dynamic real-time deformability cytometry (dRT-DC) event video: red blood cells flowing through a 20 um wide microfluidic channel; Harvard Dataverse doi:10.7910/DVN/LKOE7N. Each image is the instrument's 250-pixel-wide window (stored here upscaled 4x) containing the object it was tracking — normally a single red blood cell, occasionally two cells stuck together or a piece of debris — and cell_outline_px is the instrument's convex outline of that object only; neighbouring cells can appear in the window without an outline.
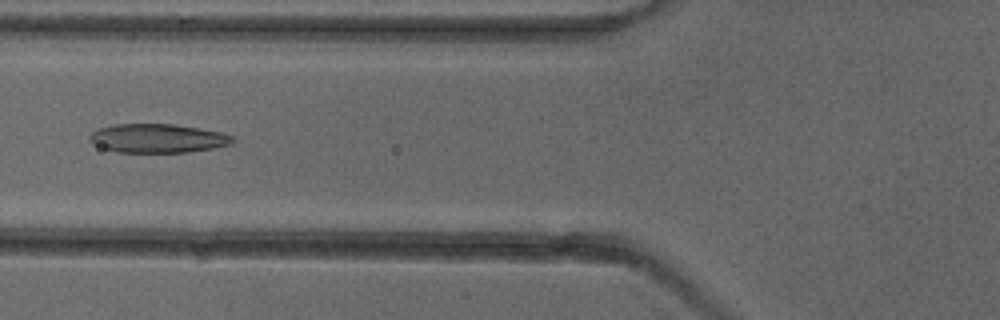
{"species": "common noctule bat (a hibernating species)", "species_latin": "Nyctalus noctula", "temperature_condition": "cold", "stored_images_in_passage": 5, "camera_frame_rate_fps": 3000, "um_per_image_px": 0.085, "animal": {"sex": "female"}, "frame": {"image": 1, "passage_image": 5, "time_ms": 6.0, "image_size_px": [1000, 320], "cell_outline_px": [[236, 140], [232, 144], [212, 148], [188, 152], [116, 152], [100, 148], [92, 144], [88, 140], [88, 136], [92, 132], [100, 128], [112, 124], [172, 124], [200, 128], [220, 132], [232, 136]], "centroid_in_image_um": [13.36, 11.76], "position_along_channel_um": 112.4, "area_um2": 24.22}}